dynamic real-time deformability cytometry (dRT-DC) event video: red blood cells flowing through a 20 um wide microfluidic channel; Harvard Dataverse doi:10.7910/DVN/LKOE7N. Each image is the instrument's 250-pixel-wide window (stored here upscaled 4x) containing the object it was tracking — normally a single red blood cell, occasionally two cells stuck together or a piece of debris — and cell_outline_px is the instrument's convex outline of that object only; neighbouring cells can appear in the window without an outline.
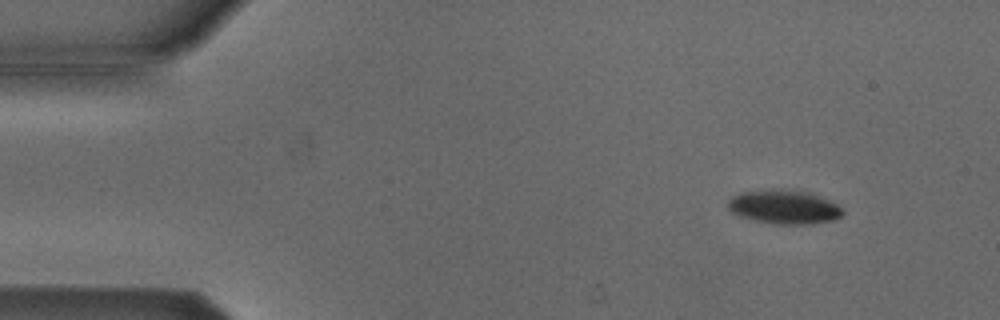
{"species": "Egyptian fruit bat (a non-hibernating species)", "species_latin": "Rousettus aegyptiacus", "temperature_condition": "cold", "stored_images_in_passage": 54, "camera_frame_rate_fps": 3000, "um_per_image_px": 0.085, "animal": {"sex": "male"}, "frame": {"image": 1, "passage_image": 5, "time_ms": 1.333, "image_size_px": [1000, 320], "cell_outline_px": [[844, 212], [840, 216], [832, 220], [812, 224], [776, 224], [756, 220], [740, 216], [732, 212], [728, 208], [728, 200], [732, 196], [740, 192], [768, 188], [780, 188], [800, 192], [816, 196], [828, 200], [836, 204]], "centroid_in_image_um": [66.58, 17.58], "position_along_channel_um": 18.4, "area_um2": 22.43}}
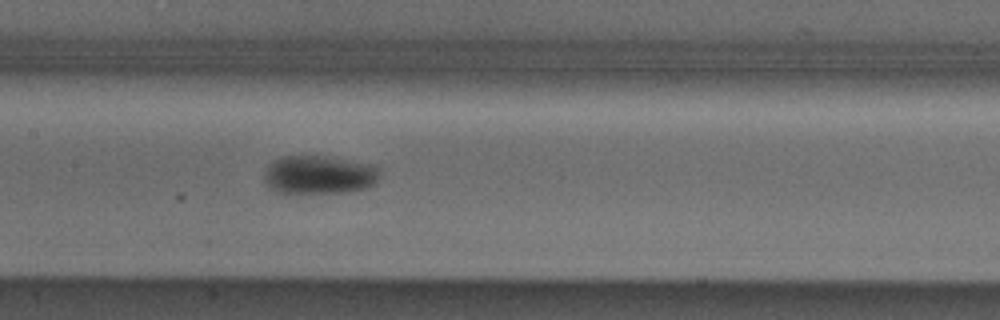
{"frame": {"image": 2, "passage_image": 25, "time_ms": 8.0, "image_size_px": [1000, 320], "cell_outline_px": [[380, 176], [368, 188], [344, 192], [288, 196], [272, 188], [264, 180], [264, 172], [268, 164], [280, 156], [324, 156], [372, 164], [380, 168]], "centroid_in_image_um": [27.09, 14.89], "position_along_channel_um": 180.3, "area_um2": 26.65}}
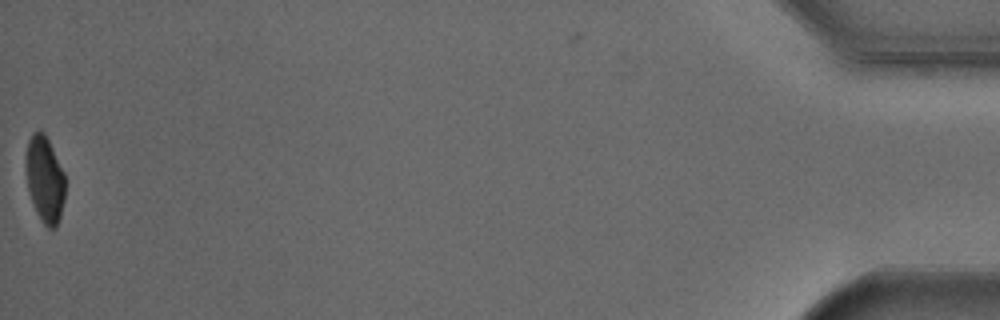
{"frame": {"image": 3, "passage_image": 53, "time_ms": 17.333, "image_size_px": [1000, 320], "cell_outline_px": [[64, 200], [60, 216], [56, 228], [48, 228], [40, 220], [36, 212], [28, 188], [28, 140], [32, 132], [44, 132], [64, 172]], "centroid_in_image_um": [3.84, 15.29], "position_along_channel_um": 431.4, "area_um2": 19.02}, "authors_computed_cell_mechanics": {"area_um2": 23.0044, "velocity_mm_per_s": 3.8144, "shape_relaxation_time_tau1_ms": 3.3986, "shape_relaxation_time_tau2_ms": null, "deformation_change_tau1": 0.1182, "deformation_change_tau2": null}}